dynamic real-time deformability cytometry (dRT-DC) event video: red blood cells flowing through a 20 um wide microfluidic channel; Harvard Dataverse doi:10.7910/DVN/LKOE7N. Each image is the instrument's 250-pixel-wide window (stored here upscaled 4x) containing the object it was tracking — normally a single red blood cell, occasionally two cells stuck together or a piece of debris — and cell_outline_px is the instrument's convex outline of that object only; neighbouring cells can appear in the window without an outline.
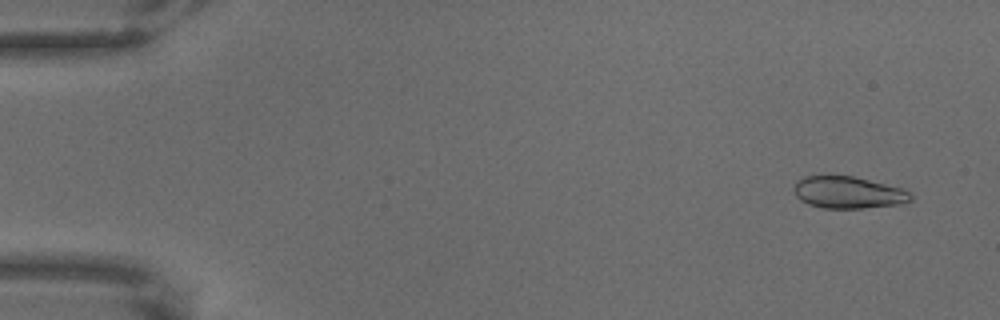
{"species": "common noctule bat (a hibernating species)", "species_latin": "Nyctalus noctula", "temperature_condition": "warm", "stored_images_in_passage": 65, "camera_frame_rate_fps": 3000, "um_per_image_px": 0.085, "animal": {"sex": "male", "body_mass_g": 18.8}, "frame": {"image": 1, "passage_image": 4, "time_ms": 1.0, "image_size_px": [1000, 320], "cell_outline_px": [[912, 200], [896, 204], [864, 208], [824, 208], [808, 204], [800, 200], [796, 196], [792, 188], [796, 180], [812, 172], [852, 176], [904, 188], [912, 196]], "centroid_in_image_um": [71.99, 16.31], "position_along_channel_um": 13.0, "area_um2": 22.43}}
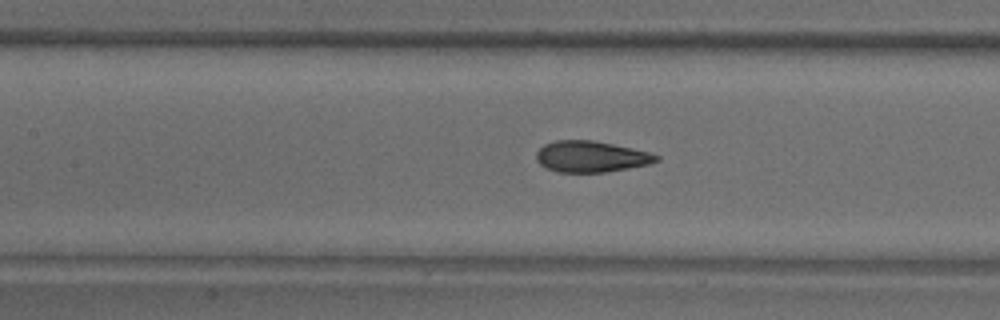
{"frame": {"image": 2, "passage_image": 30, "time_ms": 9.667, "image_size_px": [1000, 320], "cell_outline_px": [[660, 160], [648, 164], [628, 168], [604, 172], [556, 172], [540, 164], [536, 160], [536, 152], [544, 144], [556, 140], [592, 140], [632, 148], [648, 152], [660, 156]], "centroid_in_image_um": [50.22, 13.31], "position_along_channel_um": 157.2, "area_um2": 21.68}}
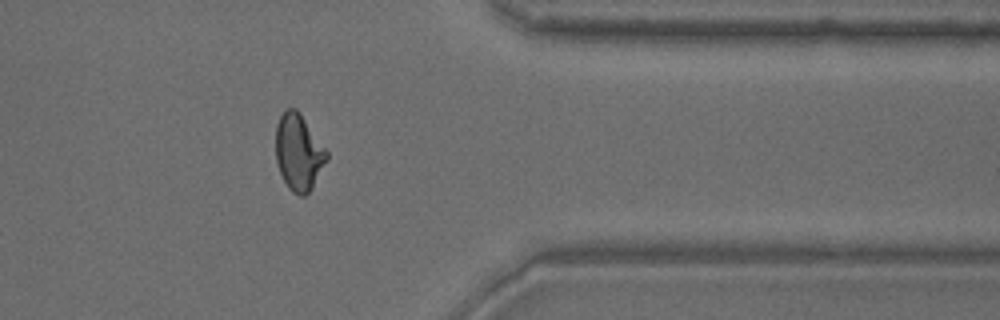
{"frame": {"image": 3, "passage_image": 53, "time_ms": 17.333, "image_size_px": [1000, 320], "cell_outline_px": [[328, 160], [312, 188], [304, 196], [300, 196], [292, 192], [288, 188], [280, 172], [276, 160], [276, 124], [280, 116], [288, 108], [296, 108], [300, 112], [328, 152]], "centroid_in_image_um": [25.39, 12.95], "position_along_channel_um": 386.0, "area_um2": 22.72}}